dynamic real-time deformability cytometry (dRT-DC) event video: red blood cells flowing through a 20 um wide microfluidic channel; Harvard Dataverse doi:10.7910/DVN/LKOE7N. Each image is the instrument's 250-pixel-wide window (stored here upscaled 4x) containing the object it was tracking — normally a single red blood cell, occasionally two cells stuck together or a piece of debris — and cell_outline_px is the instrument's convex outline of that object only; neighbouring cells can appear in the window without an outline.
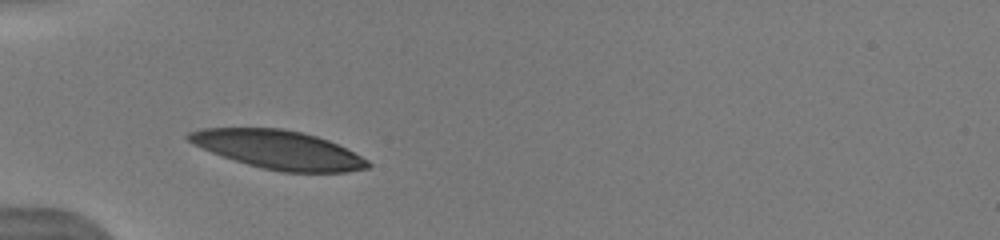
{"species": "human", "species_latin": "Homo sapiens", "temperature_condition": "warm", "stored_images_in_passage": 40, "camera_frame_rate_fps": 3000, "um_per_image_px": 0.085, "donor": {"sex": "male"}, "frame": {"image": 1, "passage_image": 6, "time_ms": 2.0, "image_size_px": [1000, 240], "cell_outline_px": [[372, 164], [368, 168], [348, 172], [284, 172], [264, 168], [248, 164], [212, 152], [192, 144], [184, 136], [188, 132], [200, 128], [284, 128], [316, 136], [328, 140], [368, 160]], "centroid_in_image_um": [23.64, 12.71], "position_along_channel_um": 61.4, "area_um2": 39.88}}
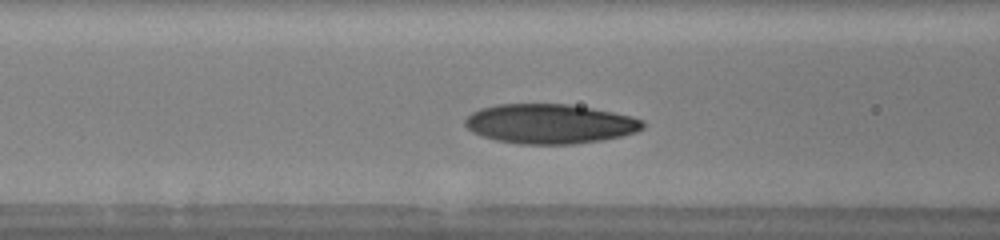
{"frame": {"image": 2, "passage_image": 11, "time_ms": 3.667, "image_size_px": [1000, 240], "cell_outline_px": [[644, 128], [636, 132], [620, 136], [600, 140], [572, 144], [520, 144], [496, 140], [480, 136], [472, 132], [464, 124], [464, 120], [472, 112], [480, 108], [496, 104], [568, 104], [592, 108], [612, 112], [644, 120]], "centroid_in_image_um": [46.69, 10.52], "position_along_channel_um": 119.9, "area_um2": 40.98}, "authors_computed_cell_mechanics": {"area_um2": 39.8531, "velocity_mm_per_s": 4.0369, "shape_relaxation_time_tau1_ms": 3.5008, "shape_relaxation_time_tau2_ms": null, "deformation_change_tau1": 0.1484, "deformation_change_tau2": null}}